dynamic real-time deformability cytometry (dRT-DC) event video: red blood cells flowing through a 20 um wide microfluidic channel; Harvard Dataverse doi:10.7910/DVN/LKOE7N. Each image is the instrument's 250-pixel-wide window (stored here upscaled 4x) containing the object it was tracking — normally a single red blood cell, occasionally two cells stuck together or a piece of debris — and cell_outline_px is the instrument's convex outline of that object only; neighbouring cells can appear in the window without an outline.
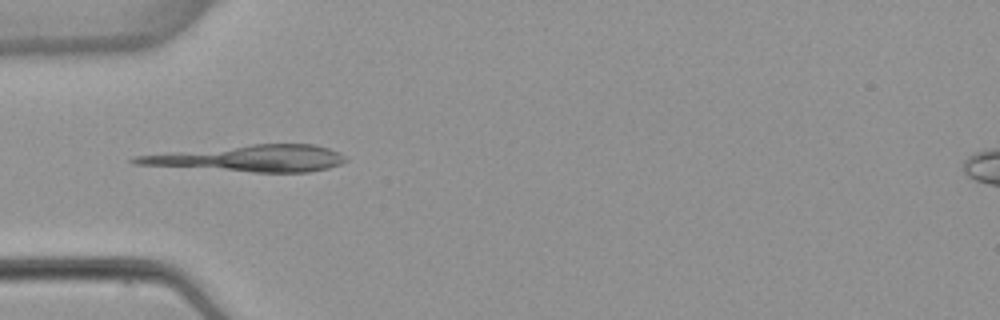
{"species": "common noctule bat (a hibernating species)", "species_latin": "Nyctalus noctula", "temperature_condition": "warm", "stored_images_in_passage": 2, "camera_frame_rate_fps": 3000, "um_per_image_px": 0.085, "animal": {"sex": "female", "body_mass_g": 22.7, "forearm_length_mm": 54.2}, "frame": {"image": 1, "passage_image": 2, "time_ms": 1.0, "image_size_px": [1000, 320], "cell_outline_px": [[348, 160], [340, 164], [328, 168], [308, 172], [252, 172], [132, 164], [128, 160], [132, 156], [168, 152], [252, 144], [312, 144], [328, 148], [340, 152]], "centroid_in_image_um": [21.17, 13.46], "position_along_channel_um": 63.8, "area_um2": 32.48}}